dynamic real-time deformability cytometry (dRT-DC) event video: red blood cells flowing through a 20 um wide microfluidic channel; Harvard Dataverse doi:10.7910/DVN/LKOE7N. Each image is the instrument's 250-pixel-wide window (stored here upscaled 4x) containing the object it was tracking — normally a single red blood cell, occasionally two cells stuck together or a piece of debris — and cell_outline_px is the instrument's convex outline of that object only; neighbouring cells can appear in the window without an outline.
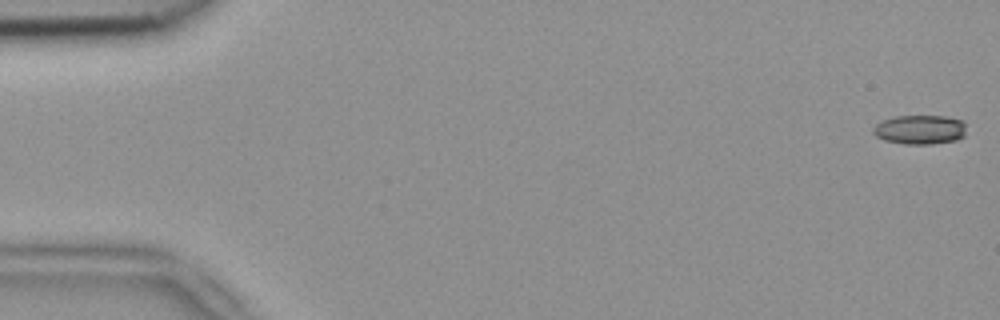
{"species": "common noctule bat (a hibernating species)", "species_latin": "Nyctalus noctula", "temperature_condition": "room temperature", "stored_images_in_passage": 8, "camera_frame_rate_fps": 3000, "um_per_image_px": 0.085, "animal": {"sex": "female", "body_mass_g": 18.4}, "frame": {"image": 1, "passage_image": 1, "time_ms": 0.0, "image_size_px": [1000, 320], "cell_outline_px": [[964, 136], [956, 140], [932, 144], [904, 144], [884, 140], [876, 136], [872, 132], [872, 128], [876, 124], [884, 120], [896, 116], [944, 116], [964, 120]], "centroid_in_image_um": [78.18, 11.02], "position_along_channel_um": 6.8, "area_um2": 15.9}}
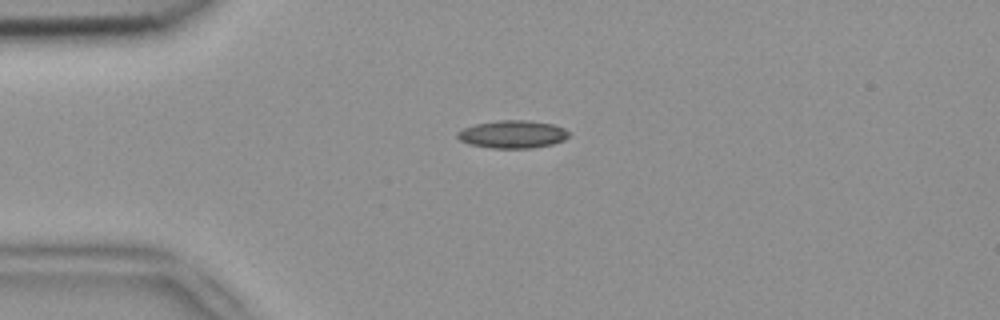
{"frame": {"image": 2, "passage_image": 4, "time_ms": 1.0, "image_size_px": [1000, 320], "cell_outline_px": [[568, 136], [564, 140], [552, 144], [532, 148], [492, 148], [468, 144], [460, 140], [456, 136], [456, 132], [464, 128], [476, 124], [500, 120], [528, 120], [552, 124], [564, 128], [568, 132]], "centroid_in_image_um": [43.55, 11.41], "position_along_channel_um": 41.4, "area_um2": 17.98}}
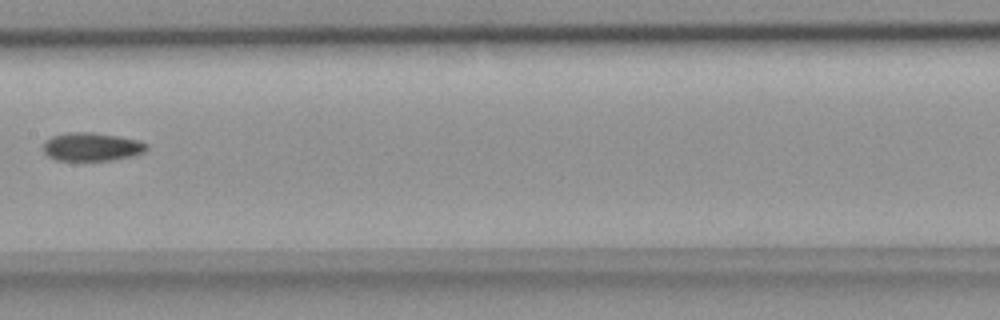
{"frame": {"image": 3, "passage_image": 8, "time_ms": 2.333, "image_size_px": [1000, 320], "cell_outline_px": [[148, 148], [144, 152], [132, 156], [112, 160], [56, 160], [48, 156], [44, 152], [44, 140], [52, 136], [68, 132], [92, 132], [140, 140], [148, 144]], "centroid_in_image_um": [7.8, 12.47], "position_along_channel_um": 199.6, "area_um2": 17.11}}